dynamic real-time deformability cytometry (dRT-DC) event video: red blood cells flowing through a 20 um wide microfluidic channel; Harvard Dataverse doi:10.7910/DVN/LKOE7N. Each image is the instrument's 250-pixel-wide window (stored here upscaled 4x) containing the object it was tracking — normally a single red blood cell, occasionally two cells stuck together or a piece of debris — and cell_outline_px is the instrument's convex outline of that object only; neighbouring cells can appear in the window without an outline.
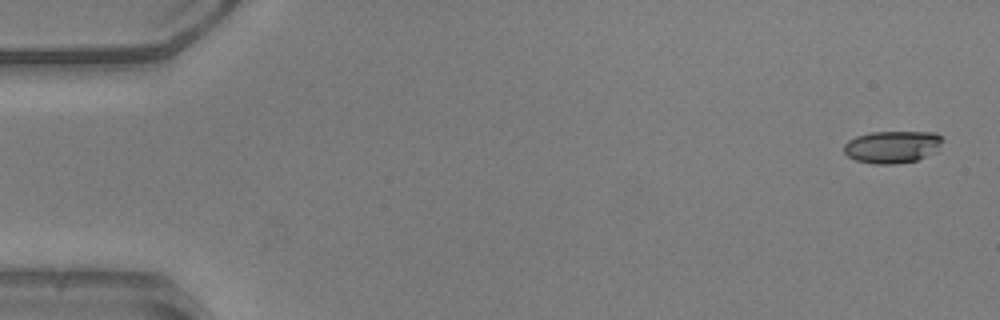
{"species": "common noctule bat (a hibernating species)", "species_latin": "Nyctalus noctula", "temperature_condition": "warm", "stored_images_in_passage": 51, "camera_frame_rate_fps": 3000, "um_per_image_px": 0.085, "animal": {"sex": "male", "body_mass_g": 20.5, "forearm_length_mm": 52.5}, "frame": {"image": 1, "passage_image": 1, "time_ms": 0.0, "image_size_px": [1000, 320], "cell_outline_px": [[944, 140], [936, 152], [916, 160], [892, 164], [876, 164], [856, 160], [848, 156], [844, 152], [844, 144], [848, 140], [856, 136], [872, 132], [936, 132], [944, 136]], "centroid_in_image_um": [75.88, 12.47], "position_along_channel_um": 9.1, "area_um2": 18.67}}
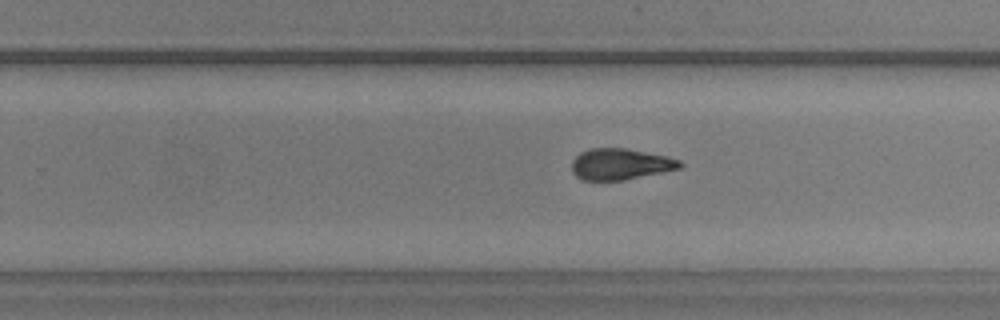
{"frame": {"image": 2, "passage_image": 32, "time_ms": 10.333, "image_size_px": [1000, 320], "cell_outline_px": [[684, 164], [680, 168], [624, 180], [580, 180], [572, 172], [572, 160], [580, 152], [592, 148], [624, 148], [668, 156], [680, 160]], "centroid_in_image_um": [52.72, 13.95], "position_along_channel_um": 277.1, "area_um2": 19.65}}
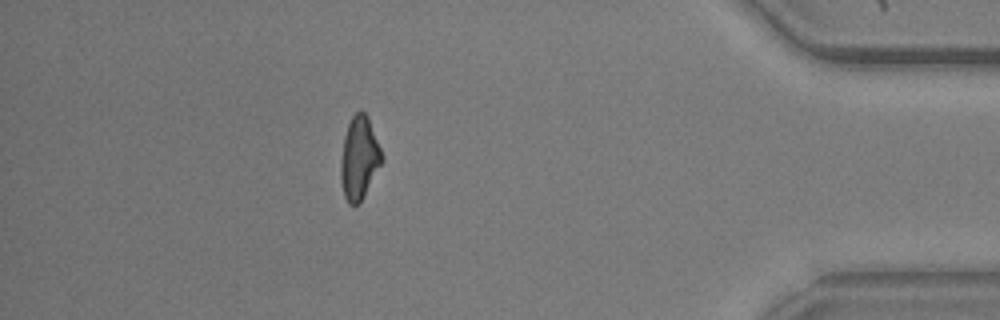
{"frame": {"image": 3, "passage_image": 45, "time_ms": 14.667, "image_size_px": [1000, 320], "cell_outline_px": [[384, 160], [360, 200], [356, 204], [348, 204], [344, 196], [340, 180], [340, 160], [344, 136], [348, 124], [352, 116], [360, 108], [368, 116], [384, 156]], "centroid_in_image_um": [30.53, 13.38], "position_along_channel_um": 404.7, "area_um2": 19.88}, "authors_computed_cell_mechanics": {"area_um2": 19.8832, "velocity_mm_per_s": 3.9611, "shape_relaxation_time_tau1_ms": 3.4774, "shape_relaxation_time_tau2_ms": 2.4237, "deformation_change_tau1": 0.1655, "deformation_change_tau2": 0.1147}}